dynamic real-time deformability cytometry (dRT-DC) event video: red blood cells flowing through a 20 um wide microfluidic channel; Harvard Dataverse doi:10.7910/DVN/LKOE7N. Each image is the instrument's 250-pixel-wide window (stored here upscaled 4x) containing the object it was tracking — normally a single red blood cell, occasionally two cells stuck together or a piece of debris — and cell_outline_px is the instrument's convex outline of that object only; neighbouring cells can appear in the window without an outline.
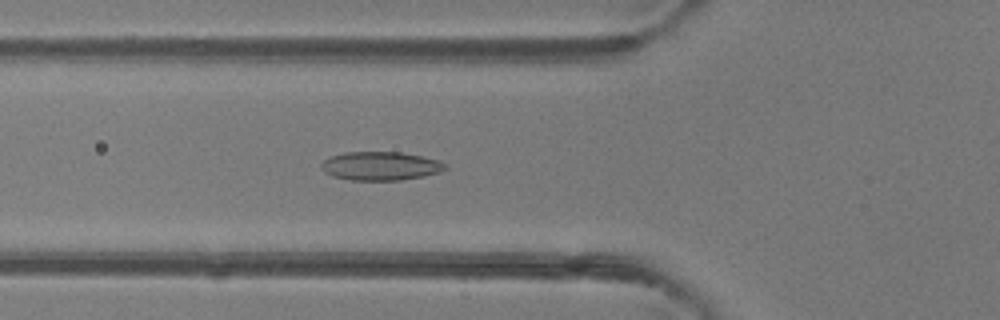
{"species": "common noctule bat (a hibernating species)", "species_latin": "Nyctalus noctula", "temperature_condition": "room temperature", "stored_images_in_passage": 38, "camera_frame_rate_fps": 3000, "um_per_image_px": 0.085, "animal": {"sex": "female"}, "frame": {"image": 1, "passage_image": 6, "time_ms": 1.667, "image_size_px": [1000, 320], "cell_outline_px": [[448, 168], [440, 172], [424, 176], [400, 180], [352, 180], [332, 176], [324, 172], [320, 168], [320, 164], [324, 160], [332, 156], [344, 152], [400, 152], [440, 160], [448, 164]], "centroid_in_image_um": [32.36, 14.11], "position_along_channel_um": 93.4, "area_um2": 20.81}}
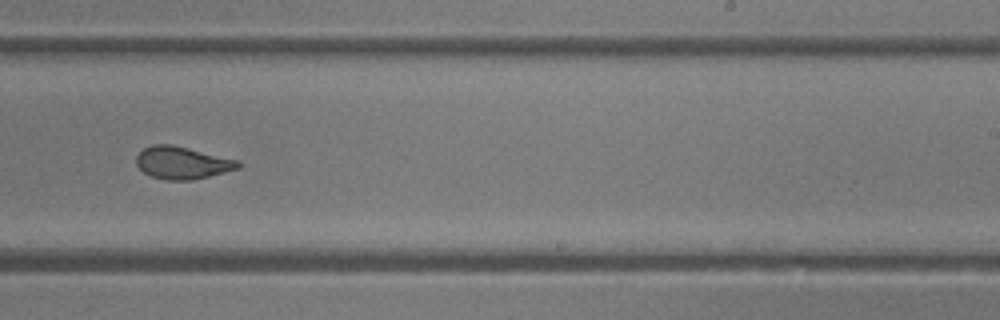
{"frame": {"image": 2, "passage_image": 19, "time_ms": 6.0, "image_size_px": [1000, 320], "cell_outline_px": [[240, 168], [192, 180], [168, 180], [152, 176], [144, 172], [136, 164], [136, 156], [144, 148], [152, 144], [172, 144], [240, 160]], "centroid_in_image_um": [15.5, 13.82], "position_along_channel_um": 273.5, "area_um2": 19.19}}
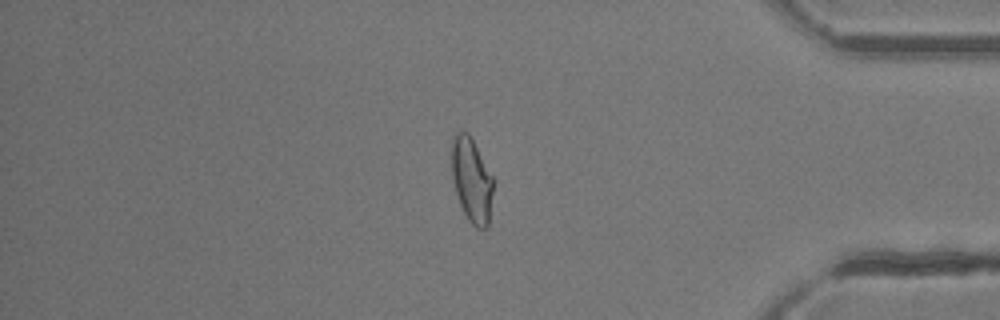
{"frame": {"image": 3, "passage_image": 30, "time_ms": 9.667, "image_size_px": [1000, 320], "cell_outline_px": [[496, 180], [488, 228], [476, 228], [468, 220], [460, 204], [452, 180], [452, 140], [456, 132], [468, 132]], "centroid_in_image_um": [40.14, 15.33], "position_along_channel_um": 395.1, "area_um2": 20.92}, "authors_computed_cell_mechanics": {"area_um2": 20.3745, "velocity_mm_per_s": 4.1482, "shape_relaxation_time_tau1_ms": 6.1213, "shape_relaxation_time_tau2_ms": 1.3194, "deformation_change_tau1": 0.1739, "deformation_change_tau2": 0.0736}}